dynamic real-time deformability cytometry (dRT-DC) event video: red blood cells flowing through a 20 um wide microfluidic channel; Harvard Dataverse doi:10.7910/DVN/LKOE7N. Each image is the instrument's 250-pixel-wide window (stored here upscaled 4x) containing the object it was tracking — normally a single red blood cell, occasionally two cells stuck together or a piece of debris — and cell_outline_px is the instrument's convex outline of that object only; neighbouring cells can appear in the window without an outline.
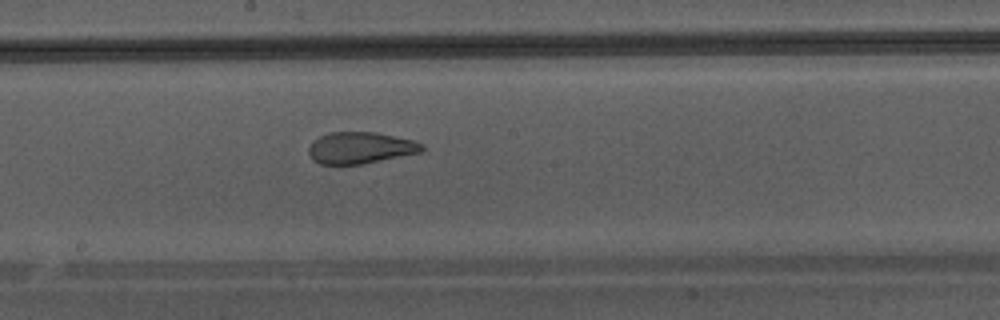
{"species": "Egyptian fruit bat (a non-hibernating species)", "species_latin": "Rousettus aegyptiacus", "temperature_condition": "warm", "stored_images_in_passage": 47, "camera_frame_rate_fps": 3000, "um_per_image_px": 0.085, "animal": {"sex": "male"}, "frame": {"image": 1, "passage_image": 27, "time_ms": 8.667, "image_size_px": [1000, 320], "cell_outline_px": [[424, 148], [420, 152], [364, 164], [320, 164], [312, 160], [308, 152], [308, 148], [320, 136], [328, 132], [376, 132], [416, 140], [424, 144]], "centroid_in_image_um": [30.65, 12.56], "position_along_channel_um": 217.5, "area_um2": 20.92}}